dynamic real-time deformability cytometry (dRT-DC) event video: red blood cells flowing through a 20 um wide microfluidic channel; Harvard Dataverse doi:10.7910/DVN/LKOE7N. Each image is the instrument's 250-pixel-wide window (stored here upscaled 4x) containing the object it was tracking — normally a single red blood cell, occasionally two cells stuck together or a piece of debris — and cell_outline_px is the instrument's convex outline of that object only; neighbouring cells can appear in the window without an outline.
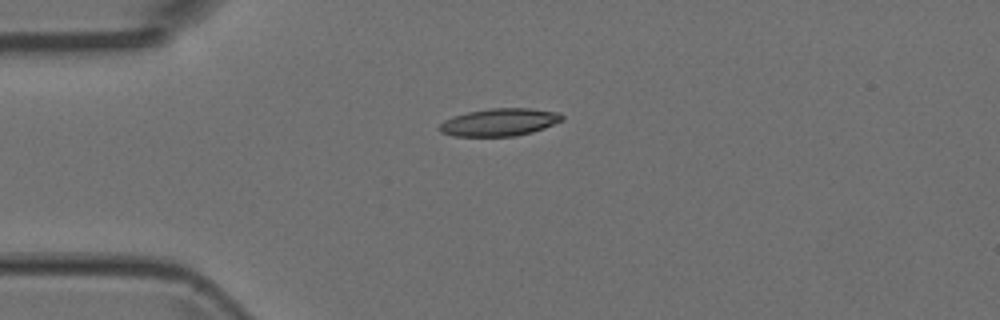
{"species": "Egyptian fruit bat (a non-hibernating species)", "species_latin": "Rousettus aegyptiacus", "temperature_condition": "room temperature", "stored_images_in_passage": 4, "camera_frame_rate_fps": 3000, "um_per_image_px": 0.085, "animal": {"sex": "female"}, "frame": {"image": 1, "passage_image": 1, "time_ms": 0.0, "image_size_px": [1000, 320], "cell_outline_px": [[564, 120], [544, 128], [532, 132], [516, 136], [452, 136], [440, 132], [436, 128], [444, 120], [468, 112], [492, 108], [528, 108], [560, 112], [564, 116]], "centroid_in_image_um": [42.47, 10.39], "position_along_channel_um": 42.5, "area_um2": 19.77}}
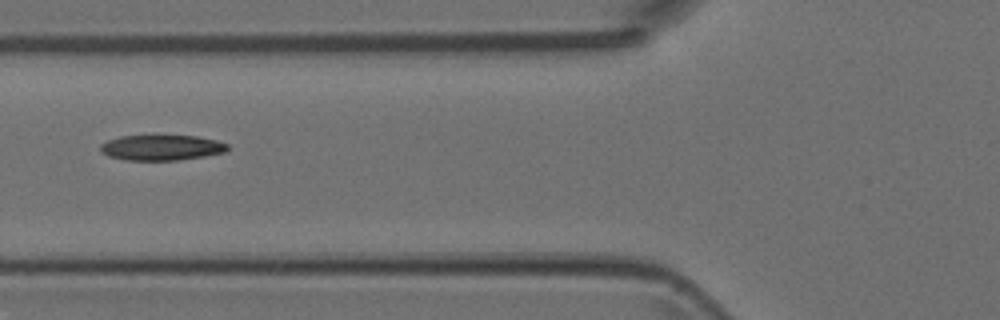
{"frame": {"image": 2, "passage_image": 3, "time_ms": 0.667, "image_size_px": [1000, 320], "cell_outline_px": [[228, 148], [224, 152], [204, 156], [176, 160], [128, 160], [108, 156], [100, 148], [100, 144], [108, 140], [120, 136], [156, 132], [196, 136], [216, 140], [228, 144]], "centroid_in_image_um": [13.71, 12.48], "position_along_channel_um": 112.1, "area_um2": 19.65}}